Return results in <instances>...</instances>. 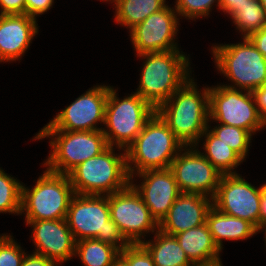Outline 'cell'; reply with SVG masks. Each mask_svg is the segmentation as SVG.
Segmentation results:
<instances>
[{"mask_svg":"<svg viewBox=\"0 0 266 266\" xmlns=\"http://www.w3.org/2000/svg\"><path fill=\"white\" fill-rule=\"evenodd\" d=\"M198 87L194 78H189L156 109L185 146H195L209 124V86Z\"/></svg>","mask_w":266,"mask_h":266,"instance_id":"1","label":"cell"},{"mask_svg":"<svg viewBox=\"0 0 266 266\" xmlns=\"http://www.w3.org/2000/svg\"><path fill=\"white\" fill-rule=\"evenodd\" d=\"M189 56L180 49L136 56L145 61L135 93L156 110L191 78Z\"/></svg>","mask_w":266,"mask_h":266,"instance_id":"2","label":"cell"},{"mask_svg":"<svg viewBox=\"0 0 266 266\" xmlns=\"http://www.w3.org/2000/svg\"><path fill=\"white\" fill-rule=\"evenodd\" d=\"M123 151L118 154L115 150ZM75 194L108 196L130 184L126 150L108 146L99 155L77 165L68 174Z\"/></svg>","mask_w":266,"mask_h":266,"instance_id":"3","label":"cell"},{"mask_svg":"<svg viewBox=\"0 0 266 266\" xmlns=\"http://www.w3.org/2000/svg\"><path fill=\"white\" fill-rule=\"evenodd\" d=\"M184 147L185 145L155 112L126 149L129 176L147 170L170 168L172 161Z\"/></svg>","mask_w":266,"mask_h":266,"instance_id":"4","label":"cell"},{"mask_svg":"<svg viewBox=\"0 0 266 266\" xmlns=\"http://www.w3.org/2000/svg\"><path fill=\"white\" fill-rule=\"evenodd\" d=\"M66 221L76 241L95 238L120 252L130 244L110 217L108 196L75 194Z\"/></svg>","mask_w":266,"mask_h":266,"instance_id":"5","label":"cell"},{"mask_svg":"<svg viewBox=\"0 0 266 266\" xmlns=\"http://www.w3.org/2000/svg\"><path fill=\"white\" fill-rule=\"evenodd\" d=\"M235 44L212 45L217 70L232 84L224 86L253 92L266 85V58L249 38Z\"/></svg>","mask_w":266,"mask_h":266,"instance_id":"6","label":"cell"},{"mask_svg":"<svg viewBox=\"0 0 266 266\" xmlns=\"http://www.w3.org/2000/svg\"><path fill=\"white\" fill-rule=\"evenodd\" d=\"M49 138L52 150L43 166L49 171L68 174L80 163L95 157L107 147L102 130L99 131H63L39 130L32 139Z\"/></svg>","mask_w":266,"mask_h":266,"instance_id":"7","label":"cell"},{"mask_svg":"<svg viewBox=\"0 0 266 266\" xmlns=\"http://www.w3.org/2000/svg\"><path fill=\"white\" fill-rule=\"evenodd\" d=\"M116 91L109 85L102 132L108 146L126 150L156 110L135 92L119 99Z\"/></svg>","mask_w":266,"mask_h":266,"instance_id":"8","label":"cell"},{"mask_svg":"<svg viewBox=\"0 0 266 266\" xmlns=\"http://www.w3.org/2000/svg\"><path fill=\"white\" fill-rule=\"evenodd\" d=\"M42 173L32 188L22 183L21 215L25 221L66 219L75 195L68 175L48 169Z\"/></svg>","mask_w":266,"mask_h":266,"instance_id":"9","label":"cell"},{"mask_svg":"<svg viewBox=\"0 0 266 266\" xmlns=\"http://www.w3.org/2000/svg\"><path fill=\"white\" fill-rule=\"evenodd\" d=\"M247 130L252 136L266 128L253 92L227 86L209 87V121Z\"/></svg>","mask_w":266,"mask_h":266,"instance_id":"10","label":"cell"},{"mask_svg":"<svg viewBox=\"0 0 266 266\" xmlns=\"http://www.w3.org/2000/svg\"><path fill=\"white\" fill-rule=\"evenodd\" d=\"M108 204L111 219L130 244L142 243L146 234L159 230V223L131 184L108 195Z\"/></svg>","mask_w":266,"mask_h":266,"instance_id":"11","label":"cell"},{"mask_svg":"<svg viewBox=\"0 0 266 266\" xmlns=\"http://www.w3.org/2000/svg\"><path fill=\"white\" fill-rule=\"evenodd\" d=\"M109 86L97 85L78 96L69 106L58 112L41 130L99 131L105 121V107ZM99 122V123H98ZM103 124V125H102Z\"/></svg>","mask_w":266,"mask_h":266,"instance_id":"12","label":"cell"},{"mask_svg":"<svg viewBox=\"0 0 266 266\" xmlns=\"http://www.w3.org/2000/svg\"><path fill=\"white\" fill-rule=\"evenodd\" d=\"M263 185L256 188L240 174L221 175L213 206L258 228Z\"/></svg>","mask_w":266,"mask_h":266,"instance_id":"13","label":"cell"},{"mask_svg":"<svg viewBox=\"0 0 266 266\" xmlns=\"http://www.w3.org/2000/svg\"><path fill=\"white\" fill-rule=\"evenodd\" d=\"M170 169L181 193H198L214 198L221 173L195 146H185L172 161Z\"/></svg>","mask_w":266,"mask_h":266,"instance_id":"14","label":"cell"},{"mask_svg":"<svg viewBox=\"0 0 266 266\" xmlns=\"http://www.w3.org/2000/svg\"><path fill=\"white\" fill-rule=\"evenodd\" d=\"M179 20L174 7L167 5L133 27L129 35L136 56L180 49L175 42L179 31Z\"/></svg>","mask_w":266,"mask_h":266,"instance_id":"15","label":"cell"},{"mask_svg":"<svg viewBox=\"0 0 266 266\" xmlns=\"http://www.w3.org/2000/svg\"><path fill=\"white\" fill-rule=\"evenodd\" d=\"M141 178L134 183L135 178ZM134 179V180H133ZM130 184L140 194L151 215L160 223L181 191L170 168L147 170L130 177Z\"/></svg>","mask_w":266,"mask_h":266,"instance_id":"16","label":"cell"},{"mask_svg":"<svg viewBox=\"0 0 266 266\" xmlns=\"http://www.w3.org/2000/svg\"><path fill=\"white\" fill-rule=\"evenodd\" d=\"M32 228L33 253L53 260L58 266L75 255L76 240L66 219L25 221Z\"/></svg>","mask_w":266,"mask_h":266,"instance_id":"17","label":"cell"},{"mask_svg":"<svg viewBox=\"0 0 266 266\" xmlns=\"http://www.w3.org/2000/svg\"><path fill=\"white\" fill-rule=\"evenodd\" d=\"M36 20L26 14L0 15V63L22 59L39 33Z\"/></svg>","mask_w":266,"mask_h":266,"instance_id":"18","label":"cell"},{"mask_svg":"<svg viewBox=\"0 0 266 266\" xmlns=\"http://www.w3.org/2000/svg\"><path fill=\"white\" fill-rule=\"evenodd\" d=\"M213 199L198 193H181L159 223V230L176 235L206 223Z\"/></svg>","mask_w":266,"mask_h":266,"instance_id":"19","label":"cell"},{"mask_svg":"<svg viewBox=\"0 0 266 266\" xmlns=\"http://www.w3.org/2000/svg\"><path fill=\"white\" fill-rule=\"evenodd\" d=\"M194 266H215L222 263L207 223L174 235Z\"/></svg>","mask_w":266,"mask_h":266,"instance_id":"20","label":"cell"},{"mask_svg":"<svg viewBox=\"0 0 266 266\" xmlns=\"http://www.w3.org/2000/svg\"><path fill=\"white\" fill-rule=\"evenodd\" d=\"M206 223L214 243L223 250V240L240 241L256 235L257 228L247 220L222 213L212 206L208 211Z\"/></svg>","mask_w":266,"mask_h":266,"instance_id":"21","label":"cell"},{"mask_svg":"<svg viewBox=\"0 0 266 266\" xmlns=\"http://www.w3.org/2000/svg\"><path fill=\"white\" fill-rule=\"evenodd\" d=\"M154 234V239L144 240L141 244L147 249L156 266H194L175 236L160 230Z\"/></svg>","mask_w":266,"mask_h":266,"instance_id":"22","label":"cell"},{"mask_svg":"<svg viewBox=\"0 0 266 266\" xmlns=\"http://www.w3.org/2000/svg\"><path fill=\"white\" fill-rule=\"evenodd\" d=\"M200 140H202V142L204 141L202 144L204 153L201 152V154L212 163L222 175L238 174L235 168H238L244 160L233 149L222 142L209 128L201 135L195 147L199 148Z\"/></svg>","mask_w":266,"mask_h":266,"instance_id":"23","label":"cell"},{"mask_svg":"<svg viewBox=\"0 0 266 266\" xmlns=\"http://www.w3.org/2000/svg\"><path fill=\"white\" fill-rule=\"evenodd\" d=\"M115 7V23L129 28L142 23L149 15L164 9L166 0H112Z\"/></svg>","mask_w":266,"mask_h":266,"instance_id":"24","label":"cell"},{"mask_svg":"<svg viewBox=\"0 0 266 266\" xmlns=\"http://www.w3.org/2000/svg\"><path fill=\"white\" fill-rule=\"evenodd\" d=\"M119 255L117 248L95 238L76 241L74 256L79 257L84 266H113Z\"/></svg>","mask_w":266,"mask_h":266,"instance_id":"25","label":"cell"},{"mask_svg":"<svg viewBox=\"0 0 266 266\" xmlns=\"http://www.w3.org/2000/svg\"><path fill=\"white\" fill-rule=\"evenodd\" d=\"M229 16L243 38H249L258 30L266 28V13L259 0H247L243 5L235 7Z\"/></svg>","mask_w":266,"mask_h":266,"instance_id":"26","label":"cell"},{"mask_svg":"<svg viewBox=\"0 0 266 266\" xmlns=\"http://www.w3.org/2000/svg\"><path fill=\"white\" fill-rule=\"evenodd\" d=\"M22 183L0 167V213L21 215Z\"/></svg>","mask_w":266,"mask_h":266,"instance_id":"27","label":"cell"},{"mask_svg":"<svg viewBox=\"0 0 266 266\" xmlns=\"http://www.w3.org/2000/svg\"><path fill=\"white\" fill-rule=\"evenodd\" d=\"M217 124L218 125L213 126L214 128L208 124L209 130L233 149L243 160H246L245 158L249 153L250 143L253 138L252 135L247 130L240 127L220 123Z\"/></svg>","mask_w":266,"mask_h":266,"instance_id":"28","label":"cell"},{"mask_svg":"<svg viewBox=\"0 0 266 266\" xmlns=\"http://www.w3.org/2000/svg\"><path fill=\"white\" fill-rule=\"evenodd\" d=\"M214 4L219 10V0H176L174 9L181 19L184 17L187 20L196 21L209 16Z\"/></svg>","mask_w":266,"mask_h":266,"instance_id":"29","label":"cell"},{"mask_svg":"<svg viewBox=\"0 0 266 266\" xmlns=\"http://www.w3.org/2000/svg\"><path fill=\"white\" fill-rule=\"evenodd\" d=\"M26 253L12 235H0V266H21Z\"/></svg>","mask_w":266,"mask_h":266,"instance_id":"30","label":"cell"},{"mask_svg":"<svg viewBox=\"0 0 266 266\" xmlns=\"http://www.w3.org/2000/svg\"><path fill=\"white\" fill-rule=\"evenodd\" d=\"M120 255L129 263V266H156L147 249L141 244H129Z\"/></svg>","mask_w":266,"mask_h":266,"instance_id":"31","label":"cell"},{"mask_svg":"<svg viewBox=\"0 0 266 266\" xmlns=\"http://www.w3.org/2000/svg\"><path fill=\"white\" fill-rule=\"evenodd\" d=\"M54 0H25V14L36 17L44 14L53 7Z\"/></svg>","mask_w":266,"mask_h":266,"instance_id":"32","label":"cell"},{"mask_svg":"<svg viewBox=\"0 0 266 266\" xmlns=\"http://www.w3.org/2000/svg\"><path fill=\"white\" fill-rule=\"evenodd\" d=\"M25 14V0H0V15Z\"/></svg>","mask_w":266,"mask_h":266,"instance_id":"33","label":"cell"},{"mask_svg":"<svg viewBox=\"0 0 266 266\" xmlns=\"http://www.w3.org/2000/svg\"><path fill=\"white\" fill-rule=\"evenodd\" d=\"M21 266H58V265L53 260L32 252V254L26 253L21 262Z\"/></svg>","mask_w":266,"mask_h":266,"instance_id":"34","label":"cell"},{"mask_svg":"<svg viewBox=\"0 0 266 266\" xmlns=\"http://www.w3.org/2000/svg\"><path fill=\"white\" fill-rule=\"evenodd\" d=\"M249 39L258 51L266 58V28L253 33Z\"/></svg>","mask_w":266,"mask_h":266,"instance_id":"35","label":"cell"},{"mask_svg":"<svg viewBox=\"0 0 266 266\" xmlns=\"http://www.w3.org/2000/svg\"><path fill=\"white\" fill-rule=\"evenodd\" d=\"M260 115L266 121V85L253 91Z\"/></svg>","mask_w":266,"mask_h":266,"instance_id":"36","label":"cell"},{"mask_svg":"<svg viewBox=\"0 0 266 266\" xmlns=\"http://www.w3.org/2000/svg\"><path fill=\"white\" fill-rule=\"evenodd\" d=\"M247 0H219V10L228 16L234 12L235 7H239L246 3Z\"/></svg>","mask_w":266,"mask_h":266,"instance_id":"37","label":"cell"},{"mask_svg":"<svg viewBox=\"0 0 266 266\" xmlns=\"http://www.w3.org/2000/svg\"><path fill=\"white\" fill-rule=\"evenodd\" d=\"M266 223V183L262 188V196L260 203V217H259V226Z\"/></svg>","mask_w":266,"mask_h":266,"instance_id":"38","label":"cell"},{"mask_svg":"<svg viewBox=\"0 0 266 266\" xmlns=\"http://www.w3.org/2000/svg\"><path fill=\"white\" fill-rule=\"evenodd\" d=\"M113 266H129V263L121 255H119L115 259Z\"/></svg>","mask_w":266,"mask_h":266,"instance_id":"39","label":"cell"},{"mask_svg":"<svg viewBox=\"0 0 266 266\" xmlns=\"http://www.w3.org/2000/svg\"><path fill=\"white\" fill-rule=\"evenodd\" d=\"M260 231H261V232L264 231V234H265V240H264V241H265V243H266V223L260 225V226L257 228V232L260 233ZM265 245H266V244H265Z\"/></svg>","mask_w":266,"mask_h":266,"instance_id":"40","label":"cell"},{"mask_svg":"<svg viewBox=\"0 0 266 266\" xmlns=\"http://www.w3.org/2000/svg\"><path fill=\"white\" fill-rule=\"evenodd\" d=\"M259 1H260L261 5H262V7L266 13V0H259Z\"/></svg>","mask_w":266,"mask_h":266,"instance_id":"41","label":"cell"},{"mask_svg":"<svg viewBox=\"0 0 266 266\" xmlns=\"http://www.w3.org/2000/svg\"><path fill=\"white\" fill-rule=\"evenodd\" d=\"M99 1H101V0H99ZM103 2H109V3H112V0H102Z\"/></svg>","mask_w":266,"mask_h":266,"instance_id":"42","label":"cell"}]
</instances>
